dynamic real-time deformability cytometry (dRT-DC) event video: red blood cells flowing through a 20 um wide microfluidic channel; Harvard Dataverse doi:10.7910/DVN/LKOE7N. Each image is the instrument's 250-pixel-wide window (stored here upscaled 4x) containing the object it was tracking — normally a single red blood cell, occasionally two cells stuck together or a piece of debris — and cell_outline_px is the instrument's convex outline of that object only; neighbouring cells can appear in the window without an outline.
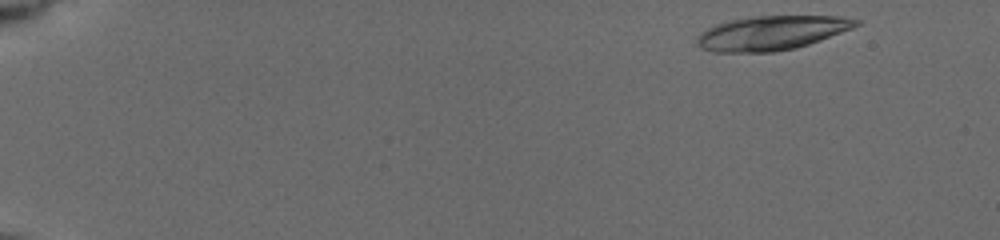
{"species": "common noctule bat (a hibernating species)", "species_latin": "Nyctalus noctula", "temperature_condition": "cold", "stored_images_in_passage": 34, "camera_frame_rate_fps": 3000, "um_per_image_px": 0.085, "animal": {"sex": "female", "body_mass_g": 19.5, "forearm_length_mm": 54.1}, "frame": {"image": 1, "passage_image": 3, "time_ms": 0.333, "image_size_px": [1000, 240], "cell_outline_px": [[860, 24], [852, 28], [820, 40], [796, 48], [776, 52], [712, 52], [700, 48], [696, 44], [696, 40], [700, 32], [716, 24], [732, 20], [756, 16], [840, 16], [860, 20]], "centroid_in_image_um": [65.56, 2.81], "position_along_channel_um": 19.4, "area_um2": 31.67}}